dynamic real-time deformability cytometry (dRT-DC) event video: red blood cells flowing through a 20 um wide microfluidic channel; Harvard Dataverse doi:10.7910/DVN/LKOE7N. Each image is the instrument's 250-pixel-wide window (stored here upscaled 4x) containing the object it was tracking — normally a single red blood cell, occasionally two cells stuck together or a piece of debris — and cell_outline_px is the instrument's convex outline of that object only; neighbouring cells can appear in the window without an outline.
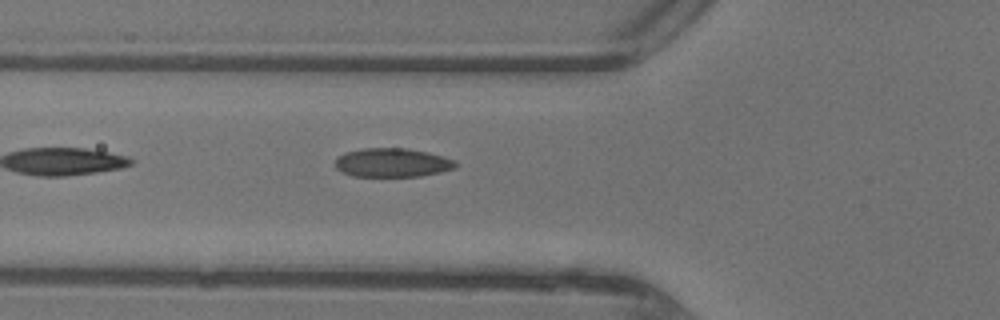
{"species": "common noctule bat (a hibernating species)", "species_latin": "Nyctalus noctula", "temperature_condition": "warm", "stored_images_in_passage": 31, "camera_frame_rate_fps": 3000, "um_per_image_px": 0.085, "animal": {"sex": "female"}, "frame": {"image": 1, "passage_image": 2, "time_ms": 0.333, "image_size_px": [1000, 320], "cell_outline_px": [[456, 168], [440, 172], [420, 176], [352, 176], [340, 172], [336, 168], [336, 160], [344, 152], [364, 148], [404, 148], [428, 152], [456, 160]], "centroid_in_image_um": [33.34, 13.82], "position_along_channel_um": 92.5, "area_um2": 20.23}}
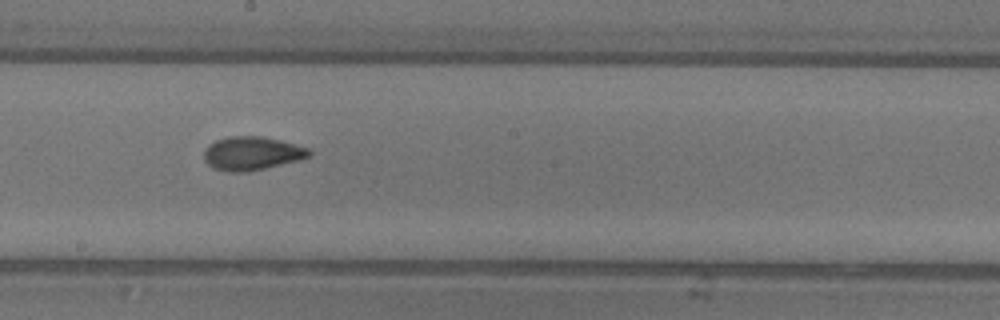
{"frame": {"image": 2, "passage_image": 11, "time_ms": 3.333, "image_size_px": [1000, 320], "cell_outline_px": [[312, 156], [300, 160], [248, 172], [228, 172], [212, 168], [204, 160], [204, 148], [208, 144], [216, 140], [228, 136], [260, 136], [280, 140], [308, 148], [312, 152]], "centroid_in_image_um": [21.39, 13.04], "position_along_channel_um": 226.8, "area_um2": 20.81}}
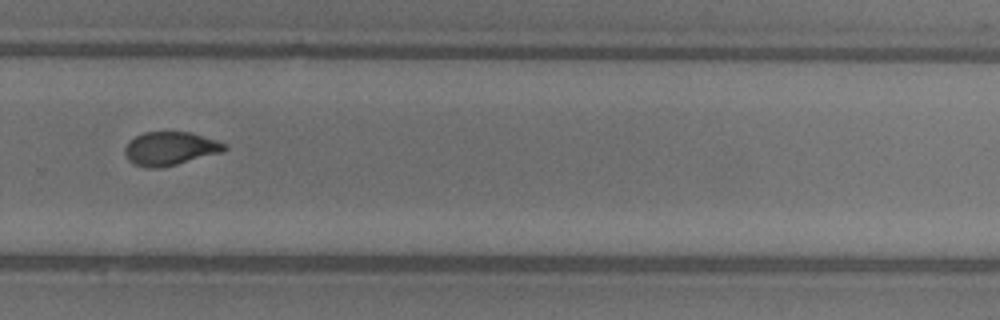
{"frame": {"image": 3, "passage_image": 17, "time_ms": 5.333, "image_size_px": [1000, 320], "cell_outline_px": [[228, 148], [224, 152], [160, 168], [148, 168], [136, 164], [128, 160], [124, 152], [124, 148], [128, 140], [144, 132], [192, 132], [228, 144]], "centroid_in_image_um": [14.48, 12.62], "position_along_channel_um": 315.3, "area_um2": 19.59}}